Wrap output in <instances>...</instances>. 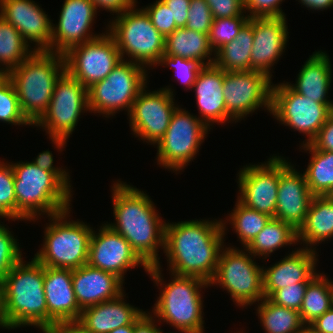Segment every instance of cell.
Wrapping results in <instances>:
<instances>
[{
    "label": "cell",
    "mask_w": 333,
    "mask_h": 333,
    "mask_svg": "<svg viewBox=\"0 0 333 333\" xmlns=\"http://www.w3.org/2000/svg\"><path fill=\"white\" fill-rule=\"evenodd\" d=\"M1 121L11 125L33 126L22 113L15 87L7 75H0V122Z\"/></svg>",
    "instance_id": "obj_38"
},
{
    "label": "cell",
    "mask_w": 333,
    "mask_h": 333,
    "mask_svg": "<svg viewBox=\"0 0 333 333\" xmlns=\"http://www.w3.org/2000/svg\"><path fill=\"white\" fill-rule=\"evenodd\" d=\"M7 225L0 223V282L23 258L18 240Z\"/></svg>",
    "instance_id": "obj_42"
},
{
    "label": "cell",
    "mask_w": 333,
    "mask_h": 333,
    "mask_svg": "<svg viewBox=\"0 0 333 333\" xmlns=\"http://www.w3.org/2000/svg\"><path fill=\"white\" fill-rule=\"evenodd\" d=\"M272 79L258 71H224L227 114L236 122L260 108L271 113Z\"/></svg>",
    "instance_id": "obj_17"
},
{
    "label": "cell",
    "mask_w": 333,
    "mask_h": 333,
    "mask_svg": "<svg viewBox=\"0 0 333 333\" xmlns=\"http://www.w3.org/2000/svg\"><path fill=\"white\" fill-rule=\"evenodd\" d=\"M64 55L66 71L87 89L105 79L122 60L114 38H98L71 47Z\"/></svg>",
    "instance_id": "obj_14"
},
{
    "label": "cell",
    "mask_w": 333,
    "mask_h": 333,
    "mask_svg": "<svg viewBox=\"0 0 333 333\" xmlns=\"http://www.w3.org/2000/svg\"><path fill=\"white\" fill-rule=\"evenodd\" d=\"M16 197V220L36 221L71 208V191L54 173L32 162L12 163ZM37 218V219H36Z\"/></svg>",
    "instance_id": "obj_5"
},
{
    "label": "cell",
    "mask_w": 333,
    "mask_h": 333,
    "mask_svg": "<svg viewBox=\"0 0 333 333\" xmlns=\"http://www.w3.org/2000/svg\"><path fill=\"white\" fill-rule=\"evenodd\" d=\"M283 0H244L245 14L254 17H285L281 9Z\"/></svg>",
    "instance_id": "obj_46"
},
{
    "label": "cell",
    "mask_w": 333,
    "mask_h": 333,
    "mask_svg": "<svg viewBox=\"0 0 333 333\" xmlns=\"http://www.w3.org/2000/svg\"><path fill=\"white\" fill-rule=\"evenodd\" d=\"M308 283H294L276 290L269 299L280 306L300 311Z\"/></svg>",
    "instance_id": "obj_45"
},
{
    "label": "cell",
    "mask_w": 333,
    "mask_h": 333,
    "mask_svg": "<svg viewBox=\"0 0 333 333\" xmlns=\"http://www.w3.org/2000/svg\"><path fill=\"white\" fill-rule=\"evenodd\" d=\"M210 129L179 105L173 112L164 136L156 144L157 165L180 172L197 156Z\"/></svg>",
    "instance_id": "obj_12"
},
{
    "label": "cell",
    "mask_w": 333,
    "mask_h": 333,
    "mask_svg": "<svg viewBox=\"0 0 333 333\" xmlns=\"http://www.w3.org/2000/svg\"><path fill=\"white\" fill-rule=\"evenodd\" d=\"M149 16L153 26L165 38L172 34L178 27L172 17L171 10L162 0H156L153 4L142 8Z\"/></svg>",
    "instance_id": "obj_43"
},
{
    "label": "cell",
    "mask_w": 333,
    "mask_h": 333,
    "mask_svg": "<svg viewBox=\"0 0 333 333\" xmlns=\"http://www.w3.org/2000/svg\"><path fill=\"white\" fill-rule=\"evenodd\" d=\"M0 16L12 24L34 51L51 52L52 21L33 0H0Z\"/></svg>",
    "instance_id": "obj_20"
},
{
    "label": "cell",
    "mask_w": 333,
    "mask_h": 333,
    "mask_svg": "<svg viewBox=\"0 0 333 333\" xmlns=\"http://www.w3.org/2000/svg\"><path fill=\"white\" fill-rule=\"evenodd\" d=\"M156 321H157L156 318H154L151 313H149L148 311L146 313V311H144L134 321L133 333H163V331L160 330V327L158 328Z\"/></svg>",
    "instance_id": "obj_52"
},
{
    "label": "cell",
    "mask_w": 333,
    "mask_h": 333,
    "mask_svg": "<svg viewBox=\"0 0 333 333\" xmlns=\"http://www.w3.org/2000/svg\"><path fill=\"white\" fill-rule=\"evenodd\" d=\"M292 244L298 245L297 231L282 220L271 218L246 249L255 258L267 259L271 253Z\"/></svg>",
    "instance_id": "obj_32"
},
{
    "label": "cell",
    "mask_w": 333,
    "mask_h": 333,
    "mask_svg": "<svg viewBox=\"0 0 333 333\" xmlns=\"http://www.w3.org/2000/svg\"><path fill=\"white\" fill-rule=\"evenodd\" d=\"M246 248L232 246L222 249L209 287L219 285L227 291L236 306L248 307L264 298L263 266Z\"/></svg>",
    "instance_id": "obj_10"
},
{
    "label": "cell",
    "mask_w": 333,
    "mask_h": 333,
    "mask_svg": "<svg viewBox=\"0 0 333 333\" xmlns=\"http://www.w3.org/2000/svg\"><path fill=\"white\" fill-rule=\"evenodd\" d=\"M85 111H89L88 89L65 71L56 81L48 109L33 126H41L54 148L62 151Z\"/></svg>",
    "instance_id": "obj_9"
},
{
    "label": "cell",
    "mask_w": 333,
    "mask_h": 333,
    "mask_svg": "<svg viewBox=\"0 0 333 333\" xmlns=\"http://www.w3.org/2000/svg\"><path fill=\"white\" fill-rule=\"evenodd\" d=\"M301 147L311 154L303 171L309 190L314 196L333 195V152L315 149L311 144Z\"/></svg>",
    "instance_id": "obj_33"
},
{
    "label": "cell",
    "mask_w": 333,
    "mask_h": 333,
    "mask_svg": "<svg viewBox=\"0 0 333 333\" xmlns=\"http://www.w3.org/2000/svg\"><path fill=\"white\" fill-rule=\"evenodd\" d=\"M70 212L71 208L47 216L51 221L45 227L42 248L34 255L45 267L75 270L88 262L93 227L70 220Z\"/></svg>",
    "instance_id": "obj_7"
},
{
    "label": "cell",
    "mask_w": 333,
    "mask_h": 333,
    "mask_svg": "<svg viewBox=\"0 0 333 333\" xmlns=\"http://www.w3.org/2000/svg\"><path fill=\"white\" fill-rule=\"evenodd\" d=\"M317 256L316 250L302 246L267 268L263 265L264 298L285 286L309 283L319 273L316 271Z\"/></svg>",
    "instance_id": "obj_23"
},
{
    "label": "cell",
    "mask_w": 333,
    "mask_h": 333,
    "mask_svg": "<svg viewBox=\"0 0 333 333\" xmlns=\"http://www.w3.org/2000/svg\"><path fill=\"white\" fill-rule=\"evenodd\" d=\"M157 65H161L163 67L165 65V68L171 66L170 68L175 70L177 81L184 84V87H186L184 89H186V91L188 89L191 90L199 71L203 67V65L195 60L185 59L180 56H168L166 54H163L160 57L156 67Z\"/></svg>",
    "instance_id": "obj_41"
},
{
    "label": "cell",
    "mask_w": 333,
    "mask_h": 333,
    "mask_svg": "<svg viewBox=\"0 0 333 333\" xmlns=\"http://www.w3.org/2000/svg\"><path fill=\"white\" fill-rule=\"evenodd\" d=\"M251 70L266 74L272 79L271 67L279 61L288 42L286 17H254Z\"/></svg>",
    "instance_id": "obj_21"
},
{
    "label": "cell",
    "mask_w": 333,
    "mask_h": 333,
    "mask_svg": "<svg viewBox=\"0 0 333 333\" xmlns=\"http://www.w3.org/2000/svg\"><path fill=\"white\" fill-rule=\"evenodd\" d=\"M71 269L44 266V294L48 326L57 322L78 321L80 309L72 284Z\"/></svg>",
    "instance_id": "obj_25"
},
{
    "label": "cell",
    "mask_w": 333,
    "mask_h": 333,
    "mask_svg": "<svg viewBox=\"0 0 333 333\" xmlns=\"http://www.w3.org/2000/svg\"><path fill=\"white\" fill-rule=\"evenodd\" d=\"M97 10L91 0H65L58 24H52L51 52L66 53L71 47L91 41L102 34H94L92 24Z\"/></svg>",
    "instance_id": "obj_19"
},
{
    "label": "cell",
    "mask_w": 333,
    "mask_h": 333,
    "mask_svg": "<svg viewBox=\"0 0 333 333\" xmlns=\"http://www.w3.org/2000/svg\"><path fill=\"white\" fill-rule=\"evenodd\" d=\"M310 144L315 149L333 152V113Z\"/></svg>",
    "instance_id": "obj_49"
},
{
    "label": "cell",
    "mask_w": 333,
    "mask_h": 333,
    "mask_svg": "<svg viewBox=\"0 0 333 333\" xmlns=\"http://www.w3.org/2000/svg\"><path fill=\"white\" fill-rule=\"evenodd\" d=\"M213 16L205 0H191L185 28L209 34Z\"/></svg>",
    "instance_id": "obj_44"
},
{
    "label": "cell",
    "mask_w": 333,
    "mask_h": 333,
    "mask_svg": "<svg viewBox=\"0 0 333 333\" xmlns=\"http://www.w3.org/2000/svg\"><path fill=\"white\" fill-rule=\"evenodd\" d=\"M53 154L51 151L46 150L42 151L37 155L35 160L33 159L32 163H34L37 167L41 168L42 170L52 172L54 173L70 190L71 184H70V174L68 170L63 169L62 167H55L53 165L54 159Z\"/></svg>",
    "instance_id": "obj_48"
},
{
    "label": "cell",
    "mask_w": 333,
    "mask_h": 333,
    "mask_svg": "<svg viewBox=\"0 0 333 333\" xmlns=\"http://www.w3.org/2000/svg\"><path fill=\"white\" fill-rule=\"evenodd\" d=\"M224 70L214 64L203 66L191 91L195 92L197 116L209 129L214 123L235 122L228 114L223 94ZM211 126V127H210Z\"/></svg>",
    "instance_id": "obj_24"
},
{
    "label": "cell",
    "mask_w": 333,
    "mask_h": 333,
    "mask_svg": "<svg viewBox=\"0 0 333 333\" xmlns=\"http://www.w3.org/2000/svg\"><path fill=\"white\" fill-rule=\"evenodd\" d=\"M289 163L279 155L261 164L243 166L238 172V200L248 208L275 218L280 171Z\"/></svg>",
    "instance_id": "obj_16"
},
{
    "label": "cell",
    "mask_w": 333,
    "mask_h": 333,
    "mask_svg": "<svg viewBox=\"0 0 333 333\" xmlns=\"http://www.w3.org/2000/svg\"><path fill=\"white\" fill-rule=\"evenodd\" d=\"M211 9L213 19L244 15V0H205Z\"/></svg>",
    "instance_id": "obj_47"
},
{
    "label": "cell",
    "mask_w": 333,
    "mask_h": 333,
    "mask_svg": "<svg viewBox=\"0 0 333 333\" xmlns=\"http://www.w3.org/2000/svg\"><path fill=\"white\" fill-rule=\"evenodd\" d=\"M136 6L113 17L106 29L114 38L122 60L150 70L165 53L166 38L153 26L147 13Z\"/></svg>",
    "instance_id": "obj_8"
},
{
    "label": "cell",
    "mask_w": 333,
    "mask_h": 333,
    "mask_svg": "<svg viewBox=\"0 0 333 333\" xmlns=\"http://www.w3.org/2000/svg\"><path fill=\"white\" fill-rule=\"evenodd\" d=\"M333 238V195L314 196L304 224L297 231V240L304 248L316 250V245Z\"/></svg>",
    "instance_id": "obj_29"
},
{
    "label": "cell",
    "mask_w": 333,
    "mask_h": 333,
    "mask_svg": "<svg viewBox=\"0 0 333 333\" xmlns=\"http://www.w3.org/2000/svg\"><path fill=\"white\" fill-rule=\"evenodd\" d=\"M133 331H134V322L129 325L118 327L109 333H133Z\"/></svg>",
    "instance_id": "obj_56"
},
{
    "label": "cell",
    "mask_w": 333,
    "mask_h": 333,
    "mask_svg": "<svg viewBox=\"0 0 333 333\" xmlns=\"http://www.w3.org/2000/svg\"><path fill=\"white\" fill-rule=\"evenodd\" d=\"M23 259L0 282V327L43 329L48 326L44 266L34 257L29 262Z\"/></svg>",
    "instance_id": "obj_3"
},
{
    "label": "cell",
    "mask_w": 333,
    "mask_h": 333,
    "mask_svg": "<svg viewBox=\"0 0 333 333\" xmlns=\"http://www.w3.org/2000/svg\"><path fill=\"white\" fill-rule=\"evenodd\" d=\"M146 88L147 85L133 102L131 111L127 114L128 123L135 137L156 146L166 133L172 114L179 105L174 102L172 86L154 91Z\"/></svg>",
    "instance_id": "obj_15"
},
{
    "label": "cell",
    "mask_w": 333,
    "mask_h": 333,
    "mask_svg": "<svg viewBox=\"0 0 333 333\" xmlns=\"http://www.w3.org/2000/svg\"><path fill=\"white\" fill-rule=\"evenodd\" d=\"M87 264L111 272L123 281L129 269L137 266H142L145 272L149 269L129 242L106 223L100 226L98 232H92Z\"/></svg>",
    "instance_id": "obj_18"
},
{
    "label": "cell",
    "mask_w": 333,
    "mask_h": 333,
    "mask_svg": "<svg viewBox=\"0 0 333 333\" xmlns=\"http://www.w3.org/2000/svg\"><path fill=\"white\" fill-rule=\"evenodd\" d=\"M0 218L16 221L14 172L8 161H0Z\"/></svg>",
    "instance_id": "obj_40"
},
{
    "label": "cell",
    "mask_w": 333,
    "mask_h": 333,
    "mask_svg": "<svg viewBox=\"0 0 333 333\" xmlns=\"http://www.w3.org/2000/svg\"><path fill=\"white\" fill-rule=\"evenodd\" d=\"M289 162L281 171L275 219L291 225L296 231L304 224L314 195L309 190L304 173Z\"/></svg>",
    "instance_id": "obj_22"
},
{
    "label": "cell",
    "mask_w": 333,
    "mask_h": 333,
    "mask_svg": "<svg viewBox=\"0 0 333 333\" xmlns=\"http://www.w3.org/2000/svg\"><path fill=\"white\" fill-rule=\"evenodd\" d=\"M333 113V105L318 103L295 92L287 83L272 85L271 113L274 120L307 137L310 144Z\"/></svg>",
    "instance_id": "obj_13"
},
{
    "label": "cell",
    "mask_w": 333,
    "mask_h": 333,
    "mask_svg": "<svg viewBox=\"0 0 333 333\" xmlns=\"http://www.w3.org/2000/svg\"><path fill=\"white\" fill-rule=\"evenodd\" d=\"M96 8V10H101L102 8L107 12L114 13L116 16L129 10L135 6L138 2L137 0H91ZM101 8V9H99Z\"/></svg>",
    "instance_id": "obj_51"
},
{
    "label": "cell",
    "mask_w": 333,
    "mask_h": 333,
    "mask_svg": "<svg viewBox=\"0 0 333 333\" xmlns=\"http://www.w3.org/2000/svg\"><path fill=\"white\" fill-rule=\"evenodd\" d=\"M333 306V281L318 273L307 285L299 311L305 326H309Z\"/></svg>",
    "instance_id": "obj_34"
},
{
    "label": "cell",
    "mask_w": 333,
    "mask_h": 333,
    "mask_svg": "<svg viewBox=\"0 0 333 333\" xmlns=\"http://www.w3.org/2000/svg\"><path fill=\"white\" fill-rule=\"evenodd\" d=\"M41 331L43 333H91L79 321L57 322Z\"/></svg>",
    "instance_id": "obj_53"
},
{
    "label": "cell",
    "mask_w": 333,
    "mask_h": 333,
    "mask_svg": "<svg viewBox=\"0 0 333 333\" xmlns=\"http://www.w3.org/2000/svg\"><path fill=\"white\" fill-rule=\"evenodd\" d=\"M302 6L304 5L308 10H327L333 8V0H299Z\"/></svg>",
    "instance_id": "obj_55"
},
{
    "label": "cell",
    "mask_w": 333,
    "mask_h": 333,
    "mask_svg": "<svg viewBox=\"0 0 333 333\" xmlns=\"http://www.w3.org/2000/svg\"><path fill=\"white\" fill-rule=\"evenodd\" d=\"M65 71L63 54L34 51L6 74L15 87L22 113L33 125L48 109L56 81Z\"/></svg>",
    "instance_id": "obj_6"
},
{
    "label": "cell",
    "mask_w": 333,
    "mask_h": 333,
    "mask_svg": "<svg viewBox=\"0 0 333 333\" xmlns=\"http://www.w3.org/2000/svg\"><path fill=\"white\" fill-rule=\"evenodd\" d=\"M124 293L113 300L85 308L78 321L91 333H109L132 324L144 311L127 303Z\"/></svg>",
    "instance_id": "obj_27"
},
{
    "label": "cell",
    "mask_w": 333,
    "mask_h": 333,
    "mask_svg": "<svg viewBox=\"0 0 333 333\" xmlns=\"http://www.w3.org/2000/svg\"><path fill=\"white\" fill-rule=\"evenodd\" d=\"M298 333H316L310 326H304Z\"/></svg>",
    "instance_id": "obj_57"
},
{
    "label": "cell",
    "mask_w": 333,
    "mask_h": 333,
    "mask_svg": "<svg viewBox=\"0 0 333 333\" xmlns=\"http://www.w3.org/2000/svg\"><path fill=\"white\" fill-rule=\"evenodd\" d=\"M147 71L140 64L121 60L105 79L88 88L89 112L106 118L121 110L129 114L139 92L148 85Z\"/></svg>",
    "instance_id": "obj_11"
},
{
    "label": "cell",
    "mask_w": 333,
    "mask_h": 333,
    "mask_svg": "<svg viewBox=\"0 0 333 333\" xmlns=\"http://www.w3.org/2000/svg\"><path fill=\"white\" fill-rule=\"evenodd\" d=\"M225 234L222 219L166 222L163 252L169 273L196 276L209 283L225 247Z\"/></svg>",
    "instance_id": "obj_1"
},
{
    "label": "cell",
    "mask_w": 333,
    "mask_h": 333,
    "mask_svg": "<svg viewBox=\"0 0 333 333\" xmlns=\"http://www.w3.org/2000/svg\"><path fill=\"white\" fill-rule=\"evenodd\" d=\"M329 58L325 51L313 52L300 68L296 83L287 82L288 85L315 102L333 105V101L328 99L332 81V64Z\"/></svg>",
    "instance_id": "obj_28"
},
{
    "label": "cell",
    "mask_w": 333,
    "mask_h": 333,
    "mask_svg": "<svg viewBox=\"0 0 333 333\" xmlns=\"http://www.w3.org/2000/svg\"><path fill=\"white\" fill-rule=\"evenodd\" d=\"M34 49L24 40L19 31L0 16V73L6 75L26 60Z\"/></svg>",
    "instance_id": "obj_36"
},
{
    "label": "cell",
    "mask_w": 333,
    "mask_h": 333,
    "mask_svg": "<svg viewBox=\"0 0 333 333\" xmlns=\"http://www.w3.org/2000/svg\"><path fill=\"white\" fill-rule=\"evenodd\" d=\"M309 326L316 333H333V306Z\"/></svg>",
    "instance_id": "obj_54"
},
{
    "label": "cell",
    "mask_w": 333,
    "mask_h": 333,
    "mask_svg": "<svg viewBox=\"0 0 333 333\" xmlns=\"http://www.w3.org/2000/svg\"><path fill=\"white\" fill-rule=\"evenodd\" d=\"M232 211L225 220L222 219L223 229L227 232L226 225L230 222L229 224L238 235L237 238L240 239L243 248H246L254 240L272 218L268 214L248 208L238 199Z\"/></svg>",
    "instance_id": "obj_37"
},
{
    "label": "cell",
    "mask_w": 333,
    "mask_h": 333,
    "mask_svg": "<svg viewBox=\"0 0 333 333\" xmlns=\"http://www.w3.org/2000/svg\"><path fill=\"white\" fill-rule=\"evenodd\" d=\"M168 56H180L195 60L203 66L214 63L215 52L210 46L208 34L185 27L177 28L165 39V53Z\"/></svg>",
    "instance_id": "obj_30"
},
{
    "label": "cell",
    "mask_w": 333,
    "mask_h": 333,
    "mask_svg": "<svg viewBox=\"0 0 333 333\" xmlns=\"http://www.w3.org/2000/svg\"><path fill=\"white\" fill-rule=\"evenodd\" d=\"M161 269V265L156 264L149 266L147 272L154 284L160 286L159 297L149 313L158 318L157 322L169 323L181 333H205L201 289L208 288L209 283L196 276L171 273L172 279L165 284Z\"/></svg>",
    "instance_id": "obj_4"
},
{
    "label": "cell",
    "mask_w": 333,
    "mask_h": 333,
    "mask_svg": "<svg viewBox=\"0 0 333 333\" xmlns=\"http://www.w3.org/2000/svg\"><path fill=\"white\" fill-rule=\"evenodd\" d=\"M123 283L117 275L89 264L72 273L73 290L81 310L117 298L124 292Z\"/></svg>",
    "instance_id": "obj_26"
},
{
    "label": "cell",
    "mask_w": 333,
    "mask_h": 333,
    "mask_svg": "<svg viewBox=\"0 0 333 333\" xmlns=\"http://www.w3.org/2000/svg\"><path fill=\"white\" fill-rule=\"evenodd\" d=\"M253 40V18H250L235 39L215 52L213 64L226 72L251 71Z\"/></svg>",
    "instance_id": "obj_31"
},
{
    "label": "cell",
    "mask_w": 333,
    "mask_h": 333,
    "mask_svg": "<svg viewBox=\"0 0 333 333\" xmlns=\"http://www.w3.org/2000/svg\"><path fill=\"white\" fill-rule=\"evenodd\" d=\"M256 311L265 333H298L305 326L298 310L277 305L269 298H263Z\"/></svg>",
    "instance_id": "obj_35"
},
{
    "label": "cell",
    "mask_w": 333,
    "mask_h": 333,
    "mask_svg": "<svg viewBox=\"0 0 333 333\" xmlns=\"http://www.w3.org/2000/svg\"><path fill=\"white\" fill-rule=\"evenodd\" d=\"M171 10L172 17L178 28L186 26L188 20V9L191 0H162Z\"/></svg>",
    "instance_id": "obj_50"
},
{
    "label": "cell",
    "mask_w": 333,
    "mask_h": 333,
    "mask_svg": "<svg viewBox=\"0 0 333 333\" xmlns=\"http://www.w3.org/2000/svg\"><path fill=\"white\" fill-rule=\"evenodd\" d=\"M248 15L213 19L208 37L214 52L230 43L238 35L241 28L249 21Z\"/></svg>",
    "instance_id": "obj_39"
},
{
    "label": "cell",
    "mask_w": 333,
    "mask_h": 333,
    "mask_svg": "<svg viewBox=\"0 0 333 333\" xmlns=\"http://www.w3.org/2000/svg\"><path fill=\"white\" fill-rule=\"evenodd\" d=\"M111 189L116 222L106 224L122 235L148 266L160 264L158 253L164 250L166 221L155 204L145 191L119 179Z\"/></svg>",
    "instance_id": "obj_2"
}]
</instances>
